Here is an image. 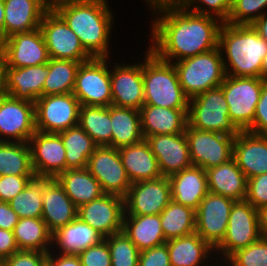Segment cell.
Listing matches in <instances>:
<instances>
[{
  "label": "cell",
  "mask_w": 267,
  "mask_h": 266,
  "mask_svg": "<svg viewBox=\"0 0 267 266\" xmlns=\"http://www.w3.org/2000/svg\"><path fill=\"white\" fill-rule=\"evenodd\" d=\"M147 4L155 15L148 49L160 60L178 62L218 48L223 24L220 19L191 12L177 0H153Z\"/></svg>",
  "instance_id": "6da1fadb"
},
{
  "label": "cell",
  "mask_w": 267,
  "mask_h": 266,
  "mask_svg": "<svg viewBox=\"0 0 267 266\" xmlns=\"http://www.w3.org/2000/svg\"><path fill=\"white\" fill-rule=\"evenodd\" d=\"M93 58H109L113 14L101 0H65L53 9Z\"/></svg>",
  "instance_id": "7a4b0ae2"
},
{
  "label": "cell",
  "mask_w": 267,
  "mask_h": 266,
  "mask_svg": "<svg viewBox=\"0 0 267 266\" xmlns=\"http://www.w3.org/2000/svg\"><path fill=\"white\" fill-rule=\"evenodd\" d=\"M218 47L226 76L260 78L267 41L252 25L224 22L219 32Z\"/></svg>",
  "instance_id": "3957f363"
},
{
  "label": "cell",
  "mask_w": 267,
  "mask_h": 266,
  "mask_svg": "<svg viewBox=\"0 0 267 266\" xmlns=\"http://www.w3.org/2000/svg\"><path fill=\"white\" fill-rule=\"evenodd\" d=\"M144 55V105L189 109L190 98L182 90L173 63L160 60L149 49Z\"/></svg>",
  "instance_id": "277c9868"
},
{
  "label": "cell",
  "mask_w": 267,
  "mask_h": 266,
  "mask_svg": "<svg viewBox=\"0 0 267 266\" xmlns=\"http://www.w3.org/2000/svg\"><path fill=\"white\" fill-rule=\"evenodd\" d=\"M221 51H210L173 62L184 93L192 98L209 89L219 87L226 76Z\"/></svg>",
  "instance_id": "5b68a950"
},
{
  "label": "cell",
  "mask_w": 267,
  "mask_h": 266,
  "mask_svg": "<svg viewBox=\"0 0 267 266\" xmlns=\"http://www.w3.org/2000/svg\"><path fill=\"white\" fill-rule=\"evenodd\" d=\"M188 125L204 131L238 136L240 130L229 117L228 103L221 86L200 93L189 101Z\"/></svg>",
  "instance_id": "8992f818"
},
{
  "label": "cell",
  "mask_w": 267,
  "mask_h": 266,
  "mask_svg": "<svg viewBox=\"0 0 267 266\" xmlns=\"http://www.w3.org/2000/svg\"><path fill=\"white\" fill-rule=\"evenodd\" d=\"M262 235L261 212L246 199L235 201L230 212L225 237L214 251L219 256L221 254L225 261L237 250L255 243Z\"/></svg>",
  "instance_id": "52a82bcc"
},
{
  "label": "cell",
  "mask_w": 267,
  "mask_h": 266,
  "mask_svg": "<svg viewBox=\"0 0 267 266\" xmlns=\"http://www.w3.org/2000/svg\"><path fill=\"white\" fill-rule=\"evenodd\" d=\"M263 82L258 77L225 76L220 85L228 103L229 117L240 131H247L253 124Z\"/></svg>",
  "instance_id": "ba28073f"
},
{
  "label": "cell",
  "mask_w": 267,
  "mask_h": 266,
  "mask_svg": "<svg viewBox=\"0 0 267 266\" xmlns=\"http://www.w3.org/2000/svg\"><path fill=\"white\" fill-rule=\"evenodd\" d=\"M109 58H91L77 70L73 95L80 105H112ZM109 68V69H108Z\"/></svg>",
  "instance_id": "9c48e42d"
},
{
  "label": "cell",
  "mask_w": 267,
  "mask_h": 266,
  "mask_svg": "<svg viewBox=\"0 0 267 266\" xmlns=\"http://www.w3.org/2000/svg\"><path fill=\"white\" fill-rule=\"evenodd\" d=\"M34 104L36 131L59 133L79 123L81 105L73 93L42 96Z\"/></svg>",
  "instance_id": "30bf717a"
},
{
  "label": "cell",
  "mask_w": 267,
  "mask_h": 266,
  "mask_svg": "<svg viewBox=\"0 0 267 266\" xmlns=\"http://www.w3.org/2000/svg\"><path fill=\"white\" fill-rule=\"evenodd\" d=\"M192 166L207 170L228 162L233 155L234 138L224 133L185 128Z\"/></svg>",
  "instance_id": "8fae6325"
},
{
  "label": "cell",
  "mask_w": 267,
  "mask_h": 266,
  "mask_svg": "<svg viewBox=\"0 0 267 266\" xmlns=\"http://www.w3.org/2000/svg\"><path fill=\"white\" fill-rule=\"evenodd\" d=\"M39 28L50 58L78 62H85L93 58L83 48L78 36L54 10H48L45 13Z\"/></svg>",
  "instance_id": "7c38bea8"
},
{
  "label": "cell",
  "mask_w": 267,
  "mask_h": 266,
  "mask_svg": "<svg viewBox=\"0 0 267 266\" xmlns=\"http://www.w3.org/2000/svg\"><path fill=\"white\" fill-rule=\"evenodd\" d=\"M49 60L48 48L40 28L13 34L1 42V67L38 66Z\"/></svg>",
  "instance_id": "4fadbf2b"
},
{
  "label": "cell",
  "mask_w": 267,
  "mask_h": 266,
  "mask_svg": "<svg viewBox=\"0 0 267 266\" xmlns=\"http://www.w3.org/2000/svg\"><path fill=\"white\" fill-rule=\"evenodd\" d=\"M35 132V104L1 92L0 141L28 143Z\"/></svg>",
  "instance_id": "5bb4252c"
},
{
  "label": "cell",
  "mask_w": 267,
  "mask_h": 266,
  "mask_svg": "<svg viewBox=\"0 0 267 266\" xmlns=\"http://www.w3.org/2000/svg\"><path fill=\"white\" fill-rule=\"evenodd\" d=\"M86 169L98 180L105 194L124 198L132 185L119 150L114 147L98 146L88 159Z\"/></svg>",
  "instance_id": "9a60e30c"
},
{
  "label": "cell",
  "mask_w": 267,
  "mask_h": 266,
  "mask_svg": "<svg viewBox=\"0 0 267 266\" xmlns=\"http://www.w3.org/2000/svg\"><path fill=\"white\" fill-rule=\"evenodd\" d=\"M234 202L231 198L209 192L196 210L195 232L213 249L225 237Z\"/></svg>",
  "instance_id": "2e32d148"
},
{
  "label": "cell",
  "mask_w": 267,
  "mask_h": 266,
  "mask_svg": "<svg viewBox=\"0 0 267 266\" xmlns=\"http://www.w3.org/2000/svg\"><path fill=\"white\" fill-rule=\"evenodd\" d=\"M171 201V185L168 177L133 183L124 197L128 215H157Z\"/></svg>",
  "instance_id": "e0dca14e"
},
{
  "label": "cell",
  "mask_w": 267,
  "mask_h": 266,
  "mask_svg": "<svg viewBox=\"0 0 267 266\" xmlns=\"http://www.w3.org/2000/svg\"><path fill=\"white\" fill-rule=\"evenodd\" d=\"M124 213V198L104 193L79 206L77 217L107 237L122 231Z\"/></svg>",
  "instance_id": "ac0fdd59"
},
{
  "label": "cell",
  "mask_w": 267,
  "mask_h": 266,
  "mask_svg": "<svg viewBox=\"0 0 267 266\" xmlns=\"http://www.w3.org/2000/svg\"><path fill=\"white\" fill-rule=\"evenodd\" d=\"M28 144L36 176L56 178L66 171V149L58 133L36 131Z\"/></svg>",
  "instance_id": "d6986e66"
},
{
  "label": "cell",
  "mask_w": 267,
  "mask_h": 266,
  "mask_svg": "<svg viewBox=\"0 0 267 266\" xmlns=\"http://www.w3.org/2000/svg\"><path fill=\"white\" fill-rule=\"evenodd\" d=\"M110 69L112 105L140 110L144 105L143 62L113 63Z\"/></svg>",
  "instance_id": "ffe728a7"
},
{
  "label": "cell",
  "mask_w": 267,
  "mask_h": 266,
  "mask_svg": "<svg viewBox=\"0 0 267 266\" xmlns=\"http://www.w3.org/2000/svg\"><path fill=\"white\" fill-rule=\"evenodd\" d=\"M48 74L49 62L22 68L1 67L2 92L35 103L43 96V85Z\"/></svg>",
  "instance_id": "44dd1931"
},
{
  "label": "cell",
  "mask_w": 267,
  "mask_h": 266,
  "mask_svg": "<svg viewBox=\"0 0 267 266\" xmlns=\"http://www.w3.org/2000/svg\"><path fill=\"white\" fill-rule=\"evenodd\" d=\"M156 156L162 176L169 177L192 166L185 132L145 138Z\"/></svg>",
  "instance_id": "7402d4cb"
},
{
  "label": "cell",
  "mask_w": 267,
  "mask_h": 266,
  "mask_svg": "<svg viewBox=\"0 0 267 266\" xmlns=\"http://www.w3.org/2000/svg\"><path fill=\"white\" fill-rule=\"evenodd\" d=\"M232 158L247 179L267 173V135L240 131L234 138Z\"/></svg>",
  "instance_id": "603a6c76"
},
{
  "label": "cell",
  "mask_w": 267,
  "mask_h": 266,
  "mask_svg": "<svg viewBox=\"0 0 267 266\" xmlns=\"http://www.w3.org/2000/svg\"><path fill=\"white\" fill-rule=\"evenodd\" d=\"M42 200V219L51 233L77 218L78 207L56 178L45 177Z\"/></svg>",
  "instance_id": "cb8c5ba5"
},
{
  "label": "cell",
  "mask_w": 267,
  "mask_h": 266,
  "mask_svg": "<svg viewBox=\"0 0 267 266\" xmlns=\"http://www.w3.org/2000/svg\"><path fill=\"white\" fill-rule=\"evenodd\" d=\"M171 185V200L195 211L209 193L206 170L191 166L168 177Z\"/></svg>",
  "instance_id": "d4e9b609"
},
{
  "label": "cell",
  "mask_w": 267,
  "mask_h": 266,
  "mask_svg": "<svg viewBox=\"0 0 267 266\" xmlns=\"http://www.w3.org/2000/svg\"><path fill=\"white\" fill-rule=\"evenodd\" d=\"M4 39L40 27L49 10L39 0H4Z\"/></svg>",
  "instance_id": "484cf974"
},
{
  "label": "cell",
  "mask_w": 267,
  "mask_h": 266,
  "mask_svg": "<svg viewBox=\"0 0 267 266\" xmlns=\"http://www.w3.org/2000/svg\"><path fill=\"white\" fill-rule=\"evenodd\" d=\"M188 109H171L143 105L140 108L141 129L144 139L153 135L185 132Z\"/></svg>",
  "instance_id": "4316f807"
},
{
  "label": "cell",
  "mask_w": 267,
  "mask_h": 266,
  "mask_svg": "<svg viewBox=\"0 0 267 266\" xmlns=\"http://www.w3.org/2000/svg\"><path fill=\"white\" fill-rule=\"evenodd\" d=\"M104 236L81 221L78 217L65 226H62L52 233V247L57 245L59 254L78 255L84 250L99 244L104 240Z\"/></svg>",
  "instance_id": "83f0119b"
},
{
  "label": "cell",
  "mask_w": 267,
  "mask_h": 266,
  "mask_svg": "<svg viewBox=\"0 0 267 266\" xmlns=\"http://www.w3.org/2000/svg\"><path fill=\"white\" fill-rule=\"evenodd\" d=\"M208 190L235 201L245 200L248 179L232 158L228 162L206 170Z\"/></svg>",
  "instance_id": "f1b7e54d"
},
{
  "label": "cell",
  "mask_w": 267,
  "mask_h": 266,
  "mask_svg": "<svg viewBox=\"0 0 267 266\" xmlns=\"http://www.w3.org/2000/svg\"><path fill=\"white\" fill-rule=\"evenodd\" d=\"M118 150L122 164L132 184L162 177L157 158L145 139Z\"/></svg>",
  "instance_id": "f546056e"
},
{
  "label": "cell",
  "mask_w": 267,
  "mask_h": 266,
  "mask_svg": "<svg viewBox=\"0 0 267 266\" xmlns=\"http://www.w3.org/2000/svg\"><path fill=\"white\" fill-rule=\"evenodd\" d=\"M171 266H202L206 260L212 258L214 249L196 232L167 240ZM211 253V256H210ZM209 257V258H208ZM206 266H211L210 264Z\"/></svg>",
  "instance_id": "4dcf8cb0"
},
{
  "label": "cell",
  "mask_w": 267,
  "mask_h": 266,
  "mask_svg": "<svg viewBox=\"0 0 267 266\" xmlns=\"http://www.w3.org/2000/svg\"><path fill=\"white\" fill-rule=\"evenodd\" d=\"M124 233L141 252L166 243L162 231L160 214L127 215L123 217Z\"/></svg>",
  "instance_id": "1f68e13d"
},
{
  "label": "cell",
  "mask_w": 267,
  "mask_h": 266,
  "mask_svg": "<svg viewBox=\"0 0 267 266\" xmlns=\"http://www.w3.org/2000/svg\"><path fill=\"white\" fill-rule=\"evenodd\" d=\"M112 147L119 149L144 140L140 110L110 105Z\"/></svg>",
  "instance_id": "d6a6232c"
},
{
  "label": "cell",
  "mask_w": 267,
  "mask_h": 266,
  "mask_svg": "<svg viewBox=\"0 0 267 266\" xmlns=\"http://www.w3.org/2000/svg\"><path fill=\"white\" fill-rule=\"evenodd\" d=\"M56 179L77 207L104 194L98 180L86 168L66 170Z\"/></svg>",
  "instance_id": "836d02e7"
},
{
  "label": "cell",
  "mask_w": 267,
  "mask_h": 266,
  "mask_svg": "<svg viewBox=\"0 0 267 266\" xmlns=\"http://www.w3.org/2000/svg\"><path fill=\"white\" fill-rule=\"evenodd\" d=\"M66 149V170L84 169L98 145L79 126L58 133Z\"/></svg>",
  "instance_id": "e575fe53"
},
{
  "label": "cell",
  "mask_w": 267,
  "mask_h": 266,
  "mask_svg": "<svg viewBox=\"0 0 267 266\" xmlns=\"http://www.w3.org/2000/svg\"><path fill=\"white\" fill-rule=\"evenodd\" d=\"M13 234L19 250L52 251V233L42 218H19Z\"/></svg>",
  "instance_id": "d590c367"
},
{
  "label": "cell",
  "mask_w": 267,
  "mask_h": 266,
  "mask_svg": "<svg viewBox=\"0 0 267 266\" xmlns=\"http://www.w3.org/2000/svg\"><path fill=\"white\" fill-rule=\"evenodd\" d=\"M78 125L98 146L112 147L110 106H80Z\"/></svg>",
  "instance_id": "8d00e7d4"
},
{
  "label": "cell",
  "mask_w": 267,
  "mask_h": 266,
  "mask_svg": "<svg viewBox=\"0 0 267 266\" xmlns=\"http://www.w3.org/2000/svg\"><path fill=\"white\" fill-rule=\"evenodd\" d=\"M162 231L166 240L195 232L196 211L173 200L160 213Z\"/></svg>",
  "instance_id": "74e56055"
},
{
  "label": "cell",
  "mask_w": 267,
  "mask_h": 266,
  "mask_svg": "<svg viewBox=\"0 0 267 266\" xmlns=\"http://www.w3.org/2000/svg\"><path fill=\"white\" fill-rule=\"evenodd\" d=\"M35 175L28 143L0 141V176Z\"/></svg>",
  "instance_id": "f35d334b"
},
{
  "label": "cell",
  "mask_w": 267,
  "mask_h": 266,
  "mask_svg": "<svg viewBox=\"0 0 267 266\" xmlns=\"http://www.w3.org/2000/svg\"><path fill=\"white\" fill-rule=\"evenodd\" d=\"M82 62L65 59L49 60V74L43 85V96L72 93L77 70Z\"/></svg>",
  "instance_id": "ab89813d"
},
{
  "label": "cell",
  "mask_w": 267,
  "mask_h": 266,
  "mask_svg": "<svg viewBox=\"0 0 267 266\" xmlns=\"http://www.w3.org/2000/svg\"><path fill=\"white\" fill-rule=\"evenodd\" d=\"M45 177L35 176L26 187L8 203L19 218H42V189Z\"/></svg>",
  "instance_id": "60d3db41"
},
{
  "label": "cell",
  "mask_w": 267,
  "mask_h": 266,
  "mask_svg": "<svg viewBox=\"0 0 267 266\" xmlns=\"http://www.w3.org/2000/svg\"><path fill=\"white\" fill-rule=\"evenodd\" d=\"M104 239L110 250L111 266H138L140 251L123 230Z\"/></svg>",
  "instance_id": "b9f144b4"
},
{
  "label": "cell",
  "mask_w": 267,
  "mask_h": 266,
  "mask_svg": "<svg viewBox=\"0 0 267 266\" xmlns=\"http://www.w3.org/2000/svg\"><path fill=\"white\" fill-rule=\"evenodd\" d=\"M224 264V266L227 264V266H267V236L262 235L255 243L237 250L225 260Z\"/></svg>",
  "instance_id": "7bdbcfd3"
},
{
  "label": "cell",
  "mask_w": 267,
  "mask_h": 266,
  "mask_svg": "<svg viewBox=\"0 0 267 266\" xmlns=\"http://www.w3.org/2000/svg\"><path fill=\"white\" fill-rule=\"evenodd\" d=\"M265 8H267V0H232L231 11L226 23L252 25L267 13L264 12Z\"/></svg>",
  "instance_id": "ee69618b"
},
{
  "label": "cell",
  "mask_w": 267,
  "mask_h": 266,
  "mask_svg": "<svg viewBox=\"0 0 267 266\" xmlns=\"http://www.w3.org/2000/svg\"><path fill=\"white\" fill-rule=\"evenodd\" d=\"M177 1L191 12L216 17L220 19L223 23L227 21L232 7V0H177ZM194 4H199V5H194Z\"/></svg>",
  "instance_id": "f6af8a7d"
},
{
  "label": "cell",
  "mask_w": 267,
  "mask_h": 266,
  "mask_svg": "<svg viewBox=\"0 0 267 266\" xmlns=\"http://www.w3.org/2000/svg\"><path fill=\"white\" fill-rule=\"evenodd\" d=\"M246 200L260 212L267 207V173L248 179Z\"/></svg>",
  "instance_id": "bcb514c9"
},
{
  "label": "cell",
  "mask_w": 267,
  "mask_h": 266,
  "mask_svg": "<svg viewBox=\"0 0 267 266\" xmlns=\"http://www.w3.org/2000/svg\"><path fill=\"white\" fill-rule=\"evenodd\" d=\"M82 266H111V255L107 241L93 245L78 254Z\"/></svg>",
  "instance_id": "7dc6e473"
},
{
  "label": "cell",
  "mask_w": 267,
  "mask_h": 266,
  "mask_svg": "<svg viewBox=\"0 0 267 266\" xmlns=\"http://www.w3.org/2000/svg\"><path fill=\"white\" fill-rule=\"evenodd\" d=\"M36 175H5L0 176V201L9 202L18 195Z\"/></svg>",
  "instance_id": "c3c4849f"
},
{
  "label": "cell",
  "mask_w": 267,
  "mask_h": 266,
  "mask_svg": "<svg viewBox=\"0 0 267 266\" xmlns=\"http://www.w3.org/2000/svg\"><path fill=\"white\" fill-rule=\"evenodd\" d=\"M48 253L18 250L5 258L6 266H47Z\"/></svg>",
  "instance_id": "681fc988"
},
{
  "label": "cell",
  "mask_w": 267,
  "mask_h": 266,
  "mask_svg": "<svg viewBox=\"0 0 267 266\" xmlns=\"http://www.w3.org/2000/svg\"><path fill=\"white\" fill-rule=\"evenodd\" d=\"M247 131L267 135V81L262 83L261 96L256 105L254 121Z\"/></svg>",
  "instance_id": "f907efd6"
},
{
  "label": "cell",
  "mask_w": 267,
  "mask_h": 266,
  "mask_svg": "<svg viewBox=\"0 0 267 266\" xmlns=\"http://www.w3.org/2000/svg\"><path fill=\"white\" fill-rule=\"evenodd\" d=\"M138 266H171L167 245L141 251Z\"/></svg>",
  "instance_id": "816d5d0a"
},
{
  "label": "cell",
  "mask_w": 267,
  "mask_h": 266,
  "mask_svg": "<svg viewBox=\"0 0 267 266\" xmlns=\"http://www.w3.org/2000/svg\"><path fill=\"white\" fill-rule=\"evenodd\" d=\"M18 220L19 217L10 204L0 201V229L13 231Z\"/></svg>",
  "instance_id": "f5cc1de1"
},
{
  "label": "cell",
  "mask_w": 267,
  "mask_h": 266,
  "mask_svg": "<svg viewBox=\"0 0 267 266\" xmlns=\"http://www.w3.org/2000/svg\"><path fill=\"white\" fill-rule=\"evenodd\" d=\"M18 250L13 231L0 229V257H10Z\"/></svg>",
  "instance_id": "db71d44e"
},
{
  "label": "cell",
  "mask_w": 267,
  "mask_h": 266,
  "mask_svg": "<svg viewBox=\"0 0 267 266\" xmlns=\"http://www.w3.org/2000/svg\"><path fill=\"white\" fill-rule=\"evenodd\" d=\"M47 266H82L78 255L72 254H52L48 252Z\"/></svg>",
  "instance_id": "11a10c76"
},
{
  "label": "cell",
  "mask_w": 267,
  "mask_h": 266,
  "mask_svg": "<svg viewBox=\"0 0 267 266\" xmlns=\"http://www.w3.org/2000/svg\"><path fill=\"white\" fill-rule=\"evenodd\" d=\"M253 28L258 32V34L267 41V14L258 18L253 24Z\"/></svg>",
  "instance_id": "9f6ffc18"
},
{
  "label": "cell",
  "mask_w": 267,
  "mask_h": 266,
  "mask_svg": "<svg viewBox=\"0 0 267 266\" xmlns=\"http://www.w3.org/2000/svg\"><path fill=\"white\" fill-rule=\"evenodd\" d=\"M4 18H5V10H4V0H0V41L4 40Z\"/></svg>",
  "instance_id": "6f0895ef"
},
{
  "label": "cell",
  "mask_w": 267,
  "mask_h": 266,
  "mask_svg": "<svg viewBox=\"0 0 267 266\" xmlns=\"http://www.w3.org/2000/svg\"><path fill=\"white\" fill-rule=\"evenodd\" d=\"M49 10H53L58 5L62 4L65 0H39Z\"/></svg>",
  "instance_id": "680465c9"
},
{
  "label": "cell",
  "mask_w": 267,
  "mask_h": 266,
  "mask_svg": "<svg viewBox=\"0 0 267 266\" xmlns=\"http://www.w3.org/2000/svg\"><path fill=\"white\" fill-rule=\"evenodd\" d=\"M260 78L263 81H267V54L265 55L263 62H262V69H261Z\"/></svg>",
  "instance_id": "91938a15"
},
{
  "label": "cell",
  "mask_w": 267,
  "mask_h": 266,
  "mask_svg": "<svg viewBox=\"0 0 267 266\" xmlns=\"http://www.w3.org/2000/svg\"><path fill=\"white\" fill-rule=\"evenodd\" d=\"M262 231L267 233V207L261 211Z\"/></svg>",
  "instance_id": "94428289"
},
{
  "label": "cell",
  "mask_w": 267,
  "mask_h": 266,
  "mask_svg": "<svg viewBox=\"0 0 267 266\" xmlns=\"http://www.w3.org/2000/svg\"><path fill=\"white\" fill-rule=\"evenodd\" d=\"M0 266H6L5 258L0 257Z\"/></svg>",
  "instance_id": "6125c7cd"
},
{
  "label": "cell",
  "mask_w": 267,
  "mask_h": 266,
  "mask_svg": "<svg viewBox=\"0 0 267 266\" xmlns=\"http://www.w3.org/2000/svg\"><path fill=\"white\" fill-rule=\"evenodd\" d=\"M2 92V83H1V71H0V93Z\"/></svg>",
  "instance_id": "be15d7a7"
},
{
  "label": "cell",
  "mask_w": 267,
  "mask_h": 266,
  "mask_svg": "<svg viewBox=\"0 0 267 266\" xmlns=\"http://www.w3.org/2000/svg\"><path fill=\"white\" fill-rule=\"evenodd\" d=\"M0 71H1V41H0Z\"/></svg>",
  "instance_id": "e7e4bbea"
}]
</instances>
